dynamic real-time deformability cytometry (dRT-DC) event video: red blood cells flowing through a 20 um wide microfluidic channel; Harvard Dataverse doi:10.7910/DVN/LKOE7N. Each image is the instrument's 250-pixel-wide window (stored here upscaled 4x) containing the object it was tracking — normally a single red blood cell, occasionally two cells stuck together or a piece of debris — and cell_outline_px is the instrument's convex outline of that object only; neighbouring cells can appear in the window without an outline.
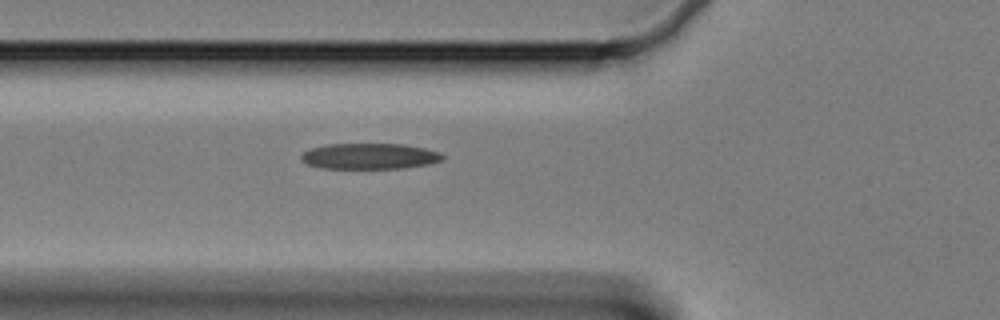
{"species": "Egyptian fruit bat (a non-hibernating species)", "species_latin": "Rousettus aegyptiacus", "temperature_condition": "cold", "stored_images_in_passage": 49, "camera_frame_rate_fps": 3000, "um_per_image_px": 0.085, "animal": {"sex": "female"}, "frame": {"image": 1, "passage_image": 14, "time_ms": 4.333, "image_size_px": [1000, 320], "cell_outline_px": [[444, 160], [428, 164], [404, 168], [320, 168], [308, 164], [300, 160], [300, 156], [308, 148], [328, 144], [404, 144], [424, 148], [440, 152], [444, 156]], "centroid_in_image_um": [31.4, 13.27], "position_along_channel_um": 94.4, "area_um2": 21.39}}
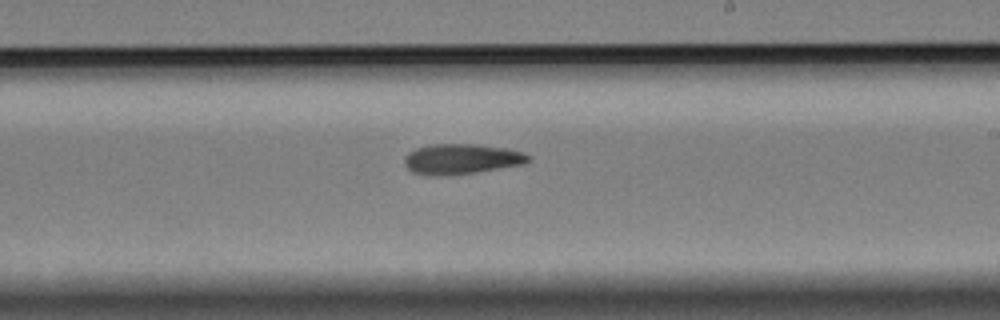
{"frame": {"image": 2, "passage_image": 28, "time_ms": 9.0, "image_size_px": [1000, 320], "cell_outline_px": [[532, 160], [524, 164], [472, 172], [436, 176], [412, 172], [404, 164], [404, 156], [408, 152], [416, 148], [432, 144], [476, 144], [508, 148], [524, 152], [532, 156]], "centroid_in_image_um": [39.25, 13.49], "position_along_channel_um": 249.8, "area_um2": 21.85}}
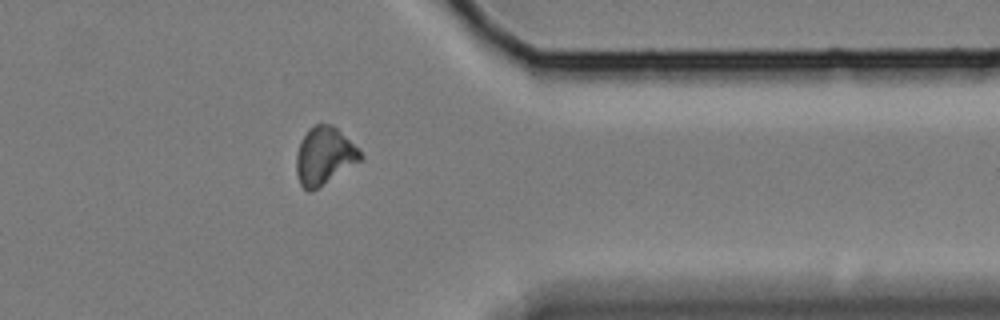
{"frame": {"image": 3, "passage_image": 41, "time_ms": 13.333, "image_size_px": [1000, 320], "cell_outline_px": [[364, 156], [360, 160], [312, 192], [308, 192], [300, 184], [296, 172], [296, 152], [300, 140], [308, 128], [316, 124], [332, 124]], "centroid_in_image_um": [27.5, 13.26], "position_along_channel_um": 383.9, "area_um2": 21.21}}